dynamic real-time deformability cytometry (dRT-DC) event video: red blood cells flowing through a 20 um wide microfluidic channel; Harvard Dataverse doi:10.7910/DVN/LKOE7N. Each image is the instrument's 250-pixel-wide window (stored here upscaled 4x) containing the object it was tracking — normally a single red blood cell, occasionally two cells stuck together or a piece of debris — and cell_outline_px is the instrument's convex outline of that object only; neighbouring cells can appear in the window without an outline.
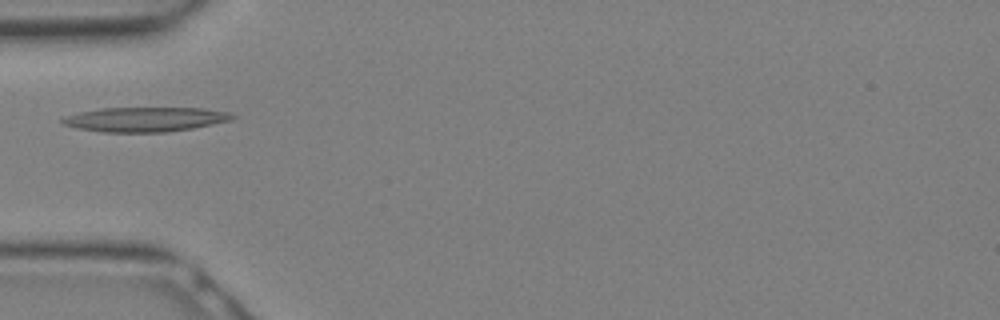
{"species": "Egyptian fruit bat (a non-hibernating species)", "species_latin": "Rousettus aegyptiacus", "temperature_condition": "warm", "stored_images_in_passage": 8, "camera_frame_rate_fps": 3000, "um_per_image_px": 0.085, "animal": {"sex": "female"}, "frame": {"image": 1, "passage_image": 7, "time_ms": 2.0, "image_size_px": [1000, 320], "cell_outline_px": [[236, 116], [232, 120], [192, 128], [168, 132], [104, 132], [76, 128], [60, 124], [60, 120], [64, 116], [80, 112], [100, 108], [204, 108], [228, 112]], "centroid_in_image_um": [12.3, 10.14], "position_along_channel_um": 72.7, "area_um2": 24.39}}